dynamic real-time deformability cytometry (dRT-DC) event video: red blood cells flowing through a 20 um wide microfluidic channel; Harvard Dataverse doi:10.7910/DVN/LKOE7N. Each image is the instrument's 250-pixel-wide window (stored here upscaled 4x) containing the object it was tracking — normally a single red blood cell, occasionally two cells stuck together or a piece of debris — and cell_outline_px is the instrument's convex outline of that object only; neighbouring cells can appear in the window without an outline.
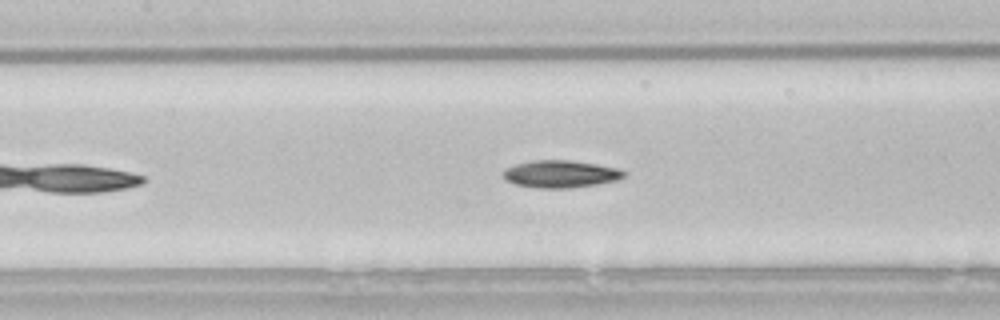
{"species": "common noctule bat (a hibernating species)", "species_latin": "Nyctalus noctula", "temperature_condition": "room temperature", "stored_images_in_passage": 43, "camera_frame_rate_fps": 3000, "um_per_image_px": 0.085, "animal": {"sex": "male", "body_mass_g": 21.5, "forearm_length_mm": 52.0}, "frame": {"image": 1, "passage_image": 13, "time_ms": 4.0, "image_size_px": [1000, 320], "cell_outline_px": [[628, 172], [624, 176], [616, 180], [596, 184], [572, 188], [536, 188], [516, 184], [504, 180], [504, 168], [516, 164], [532, 160], [568, 160], [596, 164], [616, 168]], "centroid_in_image_um": [47.62, 14.79], "position_along_channel_um": 159.8, "area_um2": 19.19}, "authors_computed_cell_mechanics": {"area_um2": 18.4382, "velocity_mm_per_s": 3.8226, "shape_relaxation_time_tau1_ms": 8.4101, "shape_relaxation_time_tau2_ms": 9.6961, "deformation_change_tau1": 0.1811, "deformation_change_tau2": 0.1873}}